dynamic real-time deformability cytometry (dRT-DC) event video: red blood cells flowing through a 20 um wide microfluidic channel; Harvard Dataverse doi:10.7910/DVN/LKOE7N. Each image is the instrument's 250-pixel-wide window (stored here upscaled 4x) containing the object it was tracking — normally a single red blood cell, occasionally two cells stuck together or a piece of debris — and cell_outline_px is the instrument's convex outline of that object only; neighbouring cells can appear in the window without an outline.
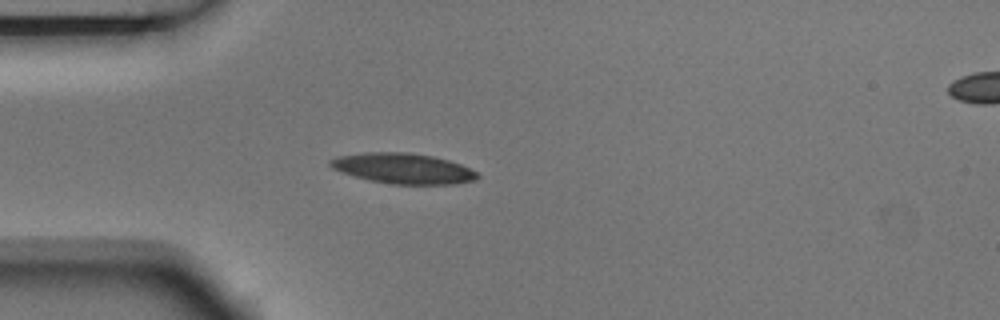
{"species": "Egyptian fruit bat (a non-hibernating species)", "species_latin": "Rousettus aegyptiacus", "temperature_condition": "room temperature", "stored_images_in_passage": 3, "segment_of_instrument_passage": [1, 2], "camera_frame_rate_fps": 3000, "um_per_image_px": 0.085, "animal": {"sex": "male"}, "frame": {"image": 1, "passage_image": 2, "time_ms": 0.333, "image_size_px": [1000, 320], "cell_outline_px": [[480, 176], [476, 180], [452, 184], [392, 184], [368, 180], [340, 172], [332, 168], [328, 164], [328, 160], [336, 156], [364, 152], [408, 152], [432, 156], [448, 160], [460, 164], [476, 172]], "centroid_in_image_um": [34.21, 14.31], "position_along_channel_um": 50.8, "area_um2": 26.18}}